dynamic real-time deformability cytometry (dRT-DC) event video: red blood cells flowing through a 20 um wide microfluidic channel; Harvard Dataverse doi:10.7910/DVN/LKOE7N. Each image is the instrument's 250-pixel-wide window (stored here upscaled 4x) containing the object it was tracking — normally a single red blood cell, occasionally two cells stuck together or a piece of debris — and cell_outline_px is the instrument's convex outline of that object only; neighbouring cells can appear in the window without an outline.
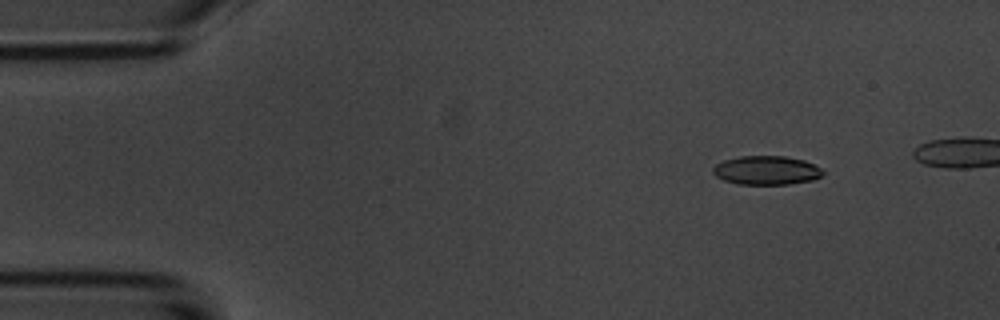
{"species": "common noctule bat (a hibernating species)", "species_latin": "Nyctalus noctula", "temperature_condition": "room temperature", "stored_images_in_passage": 49, "camera_frame_rate_fps": 3000, "um_per_image_px": 0.085, "animal": {"sex": "male", "body_mass_g": 20.1, "forearm_length_mm": 53.5}, "frame": {"image": 1, "passage_image": 7, "time_ms": 2.0, "image_size_px": [1000, 320], "cell_outline_px": [[824, 172], [820, 176], [812, 180], [788, 184], [740, 184], [724, 180], [716, 176], [712, 172], [712, 168], [716, 164], [724, 160], [740, 156], [784, 156], [804, 160], [820, 168]], "centroid_in_image_um": [65.12, 14.47], "position_along_channel_um": 19.9, "area_um2": 18.32}}
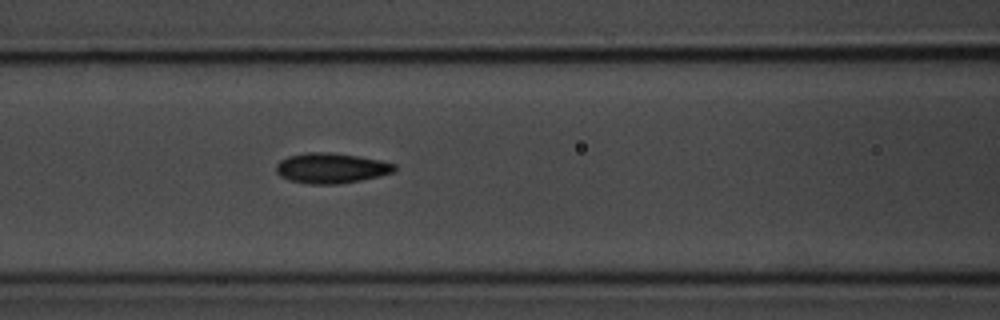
{"frame": {"image": 2, "passage_image": 23, "time_ms": 7.333, "image_size_px": [1000, 320], "cell_outline_px": [[396, 168], [392, 172], [380, 176], [340, 184], [308, 184], [288, 180], [280, 176], [276, 172], [276, 164], [280, 160], [288, 156], [308, 152], [328, 152], [356, 156], [380, 160], [396, 164]], "centroid_in_image_um": [28.12, 14.29], "position_along_channel_um": 138.5, "area_um2": 20.87}}
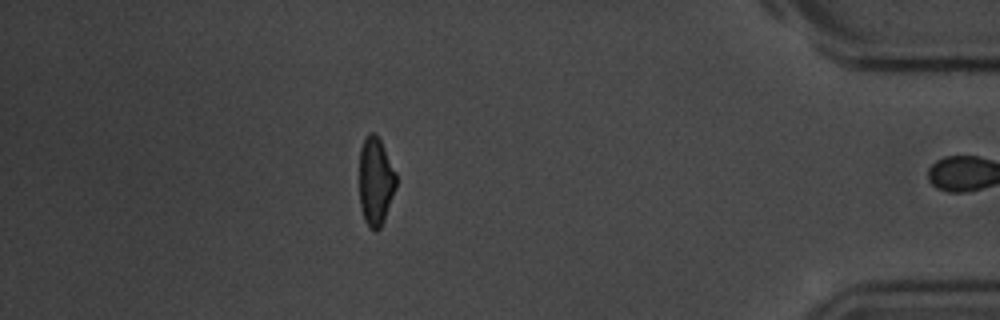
{"frame": {"image": 3, "passage_image": 48, "time_ms": 15.667, "image_size_px": [1000, 320], "cell_outline_px": [[396, 188], [384, 220], [380, 228], [376, 232], [368, 228], [364, 220], [360, 208], [360, 148], [368, 132], [376, 132], [396, 172]], "centroid_in_image_um": [31.92, 15.44], "position_along_channel_um": 403.3, "area_um2": 19.07}, "authors_computed_cell_mechanics": {"area_um2": 19.7676, "velocity_mm_per_s": 3.7244, "shape_relaxation_time_tau1_ms": 3.3449, "shape_relaxation_time_tau2_ms": 2.9164, "deformation_change_tau1": 0.1235, "deformation_change_tau2": 0.088}}